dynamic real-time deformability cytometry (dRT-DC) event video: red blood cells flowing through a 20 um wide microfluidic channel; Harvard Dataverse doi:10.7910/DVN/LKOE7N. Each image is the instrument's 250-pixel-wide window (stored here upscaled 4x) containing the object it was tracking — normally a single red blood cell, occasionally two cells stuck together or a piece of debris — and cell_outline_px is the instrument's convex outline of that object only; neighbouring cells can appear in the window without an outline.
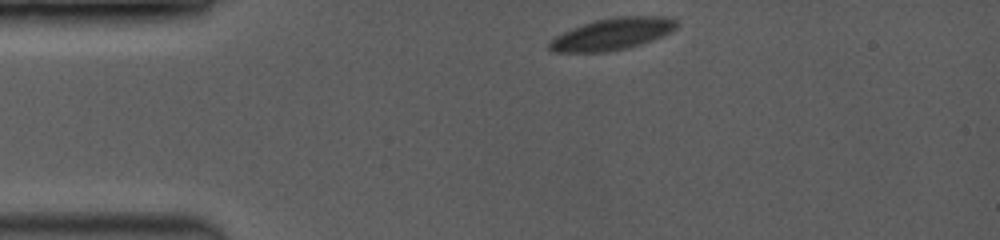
{"species": "common noctule bat (a hibernating species)", "species_latin": "Nyctalus noctula", "temperature_condition": "room temperature", "stored_images_in_passage": 44, "camera_frame_rate_fps": 3500, "um_per_image_px": 0.085, "animal": {"sex": "female", "body_mass_g": 19.0, "forearm_length_mm": 53.3}, "frame": {"image": 1, "passage_image": 1, "time_ms": 0.0, "image_size_px": [1000, 240], "cell_outline_px": [[676, 28], [652, 40], [628, 48], [604, 52], [552, 52], [548, 48], [548, 44], [556, 36], [572, 28], [596, 20], [620, 16], [656, 16], [676, 20]], "centroid_in_image_um": [52.0, 2.9], "position_along_channel_um": 33.0, "area_um2": 23.12}}
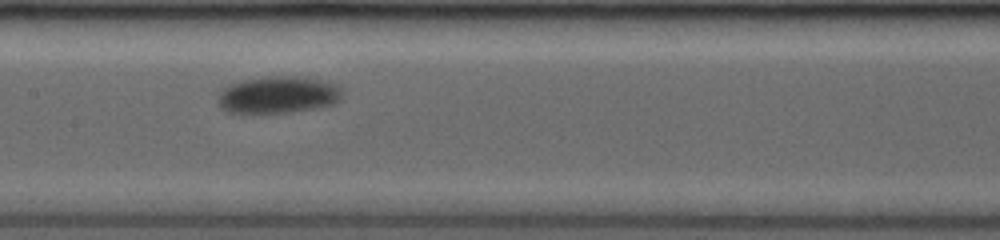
{"frame": {"image": 2, "passage_image": 20, "time_ms": 5.143, "image_size_px": [1000, 240], "cell_outline_px": [[340, 100], [332, 104], [292, 112], [228, 112], [220, 108], [220, 92], [228, 84], [240, 80], [264, 76], [304, 76], [336, 84], [340, 88]], "centroid_in_image_um": [23.62, 8.03], "position_along_channel_um": 183.8, "area_um2": 26.59}}
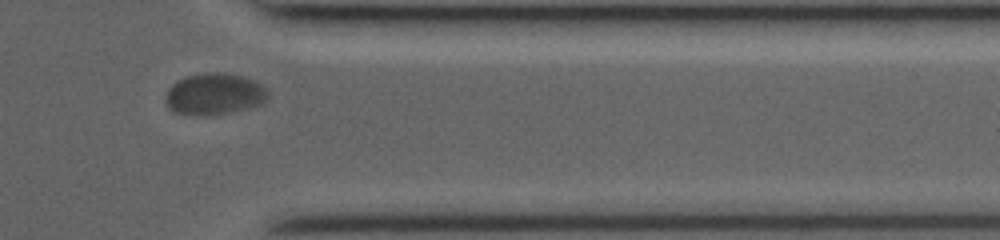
{"frame": {"image": 3, "passage_image": 38, "time_ms": 10.571, "image_size_px": [1000, 240], "cell_outline_px": [[268, 100], [264, 104], [232, 112], [200, 116], [172, 112], [168, 108], [164, 100], [172, 84], [188, 76], [204, 72], [224, 72], [240, 76], [252, 80], [268, 88]], "centroid_in_image_um": [18.24, 8.01], "position_along_channel_um": 393.2, "area_um2": 24.97}, "authors_computed_cell_mechanics": {"area_um2": 25.2297, "velocity_mm_per_s": 3.8349, "shape_relaxation_time_tau1_ms": 1.7598, "shape_relaxation_time_tau2_ms": null, "deformation_change_tau1": 0.052, "deformation_change_tau2": null}}